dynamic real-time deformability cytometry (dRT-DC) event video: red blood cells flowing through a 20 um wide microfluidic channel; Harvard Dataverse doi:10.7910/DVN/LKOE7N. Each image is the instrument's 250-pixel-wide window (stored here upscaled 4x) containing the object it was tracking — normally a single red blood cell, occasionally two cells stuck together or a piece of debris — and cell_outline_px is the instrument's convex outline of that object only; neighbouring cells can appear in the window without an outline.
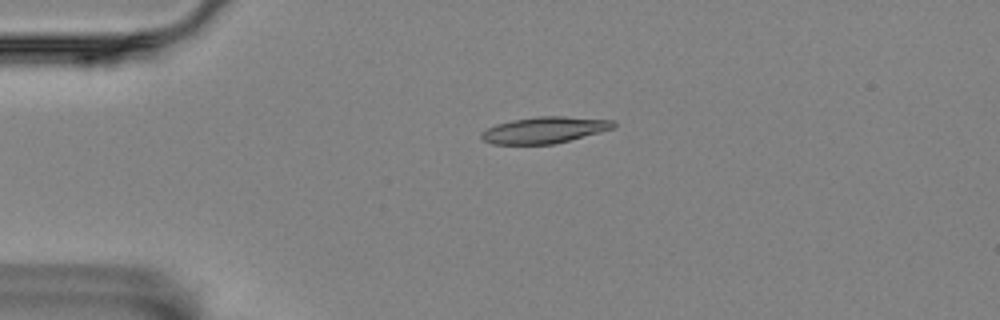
{"species": "Egyptian fruit bat (a non-hibernating species)", "species_latin": "Rousettus aegyptiacus", "temperature_condition": "room temperature", "stored_images_in_passage": 5, "camera_frame_rate_fps": 3000, "um_per_image_px": 0.085, "animal": {"sex": "female"}, "frame": {"image": 1, "passage_image": 4, "time_ms": 1.0, "image_size_px": [1000, 320], "cell_outline_px": [[616, 128], [552, 144], [492, 144], [484, 140], [480, 136], [480, 132], [496, 124], [512, 120], [540, 116], [564, 116], [612, 120], [616, 124]], "centroid_in_image_um": [46.27, 11.04], "position_along_channel_um": 38.7, "area_um2": 20.17}}